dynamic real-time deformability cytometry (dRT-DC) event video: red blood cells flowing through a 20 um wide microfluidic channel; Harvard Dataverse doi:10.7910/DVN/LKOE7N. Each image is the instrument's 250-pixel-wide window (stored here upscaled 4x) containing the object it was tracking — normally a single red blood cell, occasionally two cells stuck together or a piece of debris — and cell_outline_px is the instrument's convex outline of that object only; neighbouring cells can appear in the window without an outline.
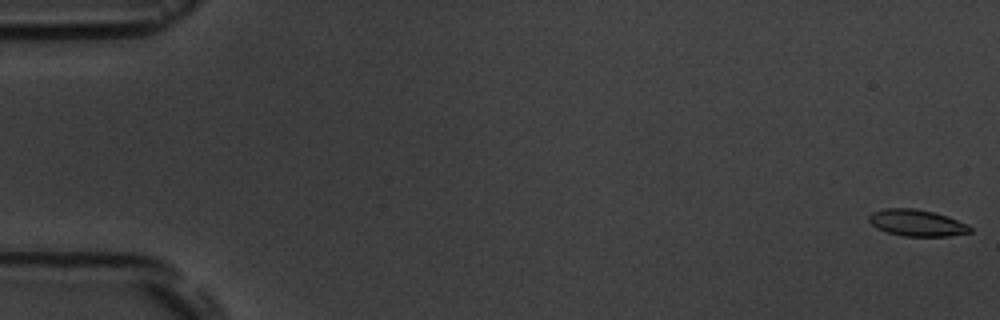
{"species": "common noctule bat (a hibernating species)", "species_latin": "Nyctalus noctula", "temperature_condition": "room temperature", "stored_images_in_passage": 6, "camera_frame_rate_fps": 3000, "um_per_image_px": 0.085, "animal": {"sex": "male", "body_mass_g": 19.5, "forearm_length_mm": 54.6}, "frame": {"image": 1, "passage_image": 1, "time_ms": 0.0, "image_size_px": [1000, 320], "cell_outline_px": [[972, 232], [948, 236], [904, 236], [888, 232], [876, 228], [868, 220], [868, 216], [872, 212], [884, 208], [916, 208], [948, 216], [968, 224], [972, 228]], "centroid_in_image_um": [77.94, 18.94], "position_along_channel_um": 7.1, "area_um2": 15.72}}
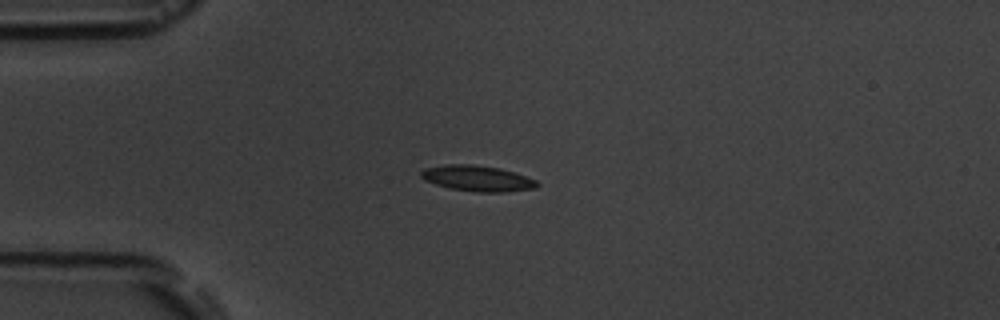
{"frame": {"image": 2, "passage_image": 5, "time_ms": 4.667, "image_size_px": [1000, 320], "cell_outline_px": [[540, 184], [536, 188], [504, 192], [476, 192], [452, 188], [436, 184], [424, 180], [420, 176], [420, 172], [424, 168], [444, 164], [472, 164], [500, 168], [536, 180]], "centroid_in_image_um": [40.56, 15.15], "position_along_channel_um": 44.4, "area_um2": 17.34}}